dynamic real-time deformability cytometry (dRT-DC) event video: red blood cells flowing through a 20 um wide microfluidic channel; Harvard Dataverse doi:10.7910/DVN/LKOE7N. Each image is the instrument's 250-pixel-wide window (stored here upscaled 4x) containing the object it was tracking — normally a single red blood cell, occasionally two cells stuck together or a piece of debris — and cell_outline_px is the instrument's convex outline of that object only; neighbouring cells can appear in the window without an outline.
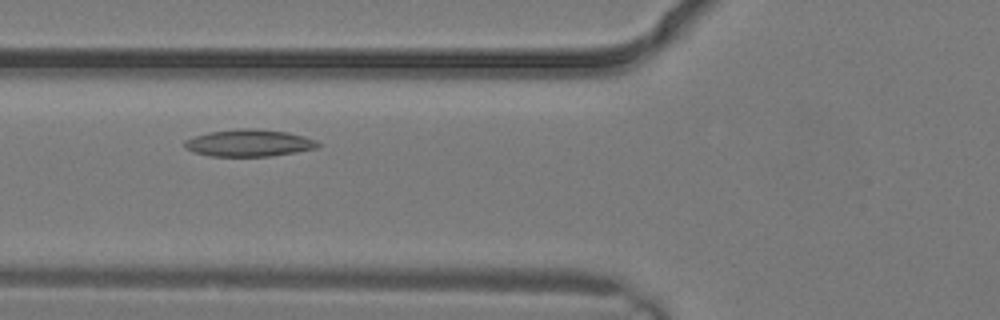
{"species": "common noctule bat (a hibernating species)", "species_latin": "Nyctalus noctula", "temperature_condition": "warm", "stored_images_in_passage": 2, "camera_frame_rate_fps": 3000, "um_per_image_px": 0.085, "animal": {"sex": "male", "body_mass_g": 19.2, "forearm_length_mm": 51.8}, "frame": {"image": 1, "passage_image": 2, "time_ms": 0.333, "image_size_px": [1000, 320], "cell_outline_px": [[320, 144], [316, 148], [296, 152], [272, 156], [212, 156], [192, 152], [184, 148], [184, 140], [208, 132], [240, 128], [252, 128], [288, 132], [304, 136], [316, 140]], "centroid_in_image_um": [21.15, 12.15], "position_along_channel_um": 104.6, "area_um2": 21.04}}